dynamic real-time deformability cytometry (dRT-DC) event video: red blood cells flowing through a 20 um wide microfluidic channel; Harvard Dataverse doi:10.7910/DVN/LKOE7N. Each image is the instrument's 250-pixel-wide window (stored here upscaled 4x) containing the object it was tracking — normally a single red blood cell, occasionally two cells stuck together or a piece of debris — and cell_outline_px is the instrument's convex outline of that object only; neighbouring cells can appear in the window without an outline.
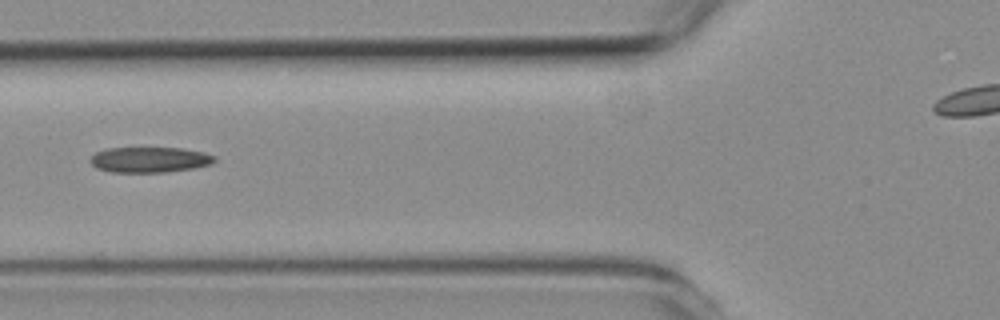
{"species": "common noctule bat (a hibernating species)", "species_latin": "Nyctalus noctula", "temperature_condition": "room temperature", "stored_images_in_passage": 3, "camera_frame_rate_fps": 3000, "um_per_image_px": 0.085, "animal": {"sex": "female", "body_mass_g": 19.3, "forearm_length_mm": 54.1}, "frame": {"image": 1, "passage_image": 3, "time_ms": 2.333, "image_size_px": [1000, 320], "cell_outline_px": [[216, 160], [212, 164], [196, 168], [164, 172], [112, 172], [96, 168], [88, 160], [96, 152], [108, 148], [180, 148], [204, 152], [216, 156]], "centroid_in_image_um": [12.74, 13.58], "position_along_channel_um": 113.1, "area_um2": 18.55}}